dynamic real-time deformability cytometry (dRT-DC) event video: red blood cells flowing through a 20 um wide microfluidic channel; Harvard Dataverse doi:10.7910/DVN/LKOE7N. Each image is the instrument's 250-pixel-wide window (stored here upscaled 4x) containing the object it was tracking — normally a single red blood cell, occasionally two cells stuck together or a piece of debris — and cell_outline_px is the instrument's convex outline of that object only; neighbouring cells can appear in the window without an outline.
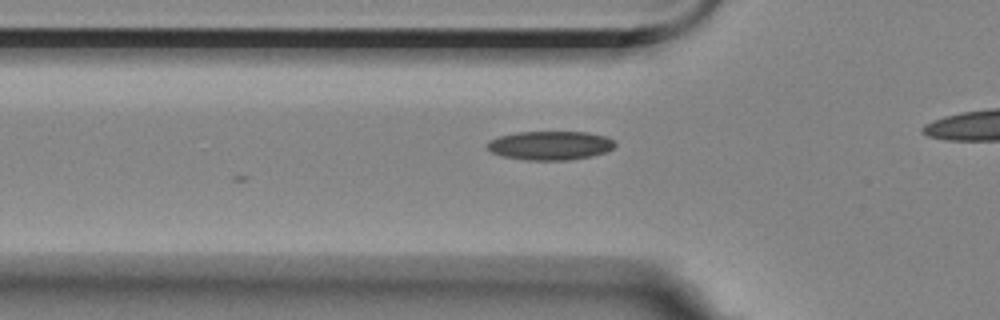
{"species": "Egyptian fruit bat (a non-hibernating species)", "species_latin": "Rousettus aegyptiacus", "temperature_condition": "room temperature", "stored_images_in_passage": 8, "camera_frame_rate_fps": 3000, "um_per_image_px": 0.085, "animal": {"sex": "female"}, "frame": {"image": 1, "passage_image": 3, "time_ms": 0.667, "image_size_px": [1000, 320], "cell_outline_px": [[616, 144], [608, 152], [592, 156], [568, 160], [528, 160], [500, 156], [492, 152], [488, 148], [488, 140], [500, 136], [516, 132], [588, 132], [608, 136], [616, 140]], "centroid_in_image_um": [46.82, 12.36], "position_along_channel_um": 79.0, "area_um2": 21.73}}
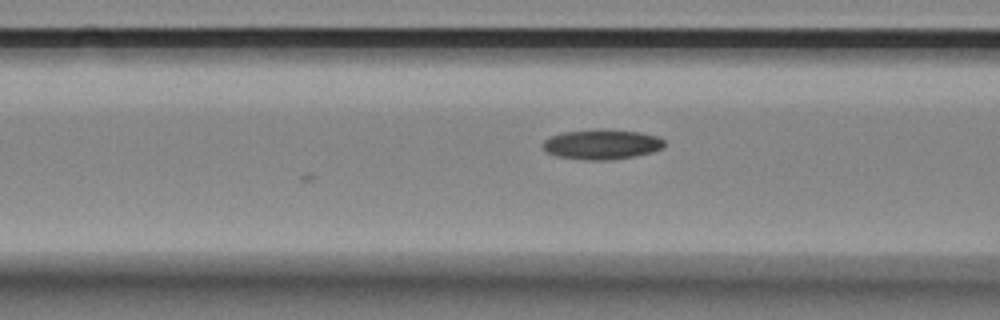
{"frame": {"image": 2, "passage_image": 6, "time_ms": 1.667, "image_size_px": [1000, 320], "cell_outline_px": [[664, 148], [652, 152], [636, 156], [612, 160], [584, 160], [556, 156], [548, 152], [540, 144], [548, 136], [560, 132], [640, 132], [656, 136], [664, 140]], "centroid_in_image_um": [51.13, 12.32], "position_along_channel_um": 115.5, "area_um2": 20.52}}